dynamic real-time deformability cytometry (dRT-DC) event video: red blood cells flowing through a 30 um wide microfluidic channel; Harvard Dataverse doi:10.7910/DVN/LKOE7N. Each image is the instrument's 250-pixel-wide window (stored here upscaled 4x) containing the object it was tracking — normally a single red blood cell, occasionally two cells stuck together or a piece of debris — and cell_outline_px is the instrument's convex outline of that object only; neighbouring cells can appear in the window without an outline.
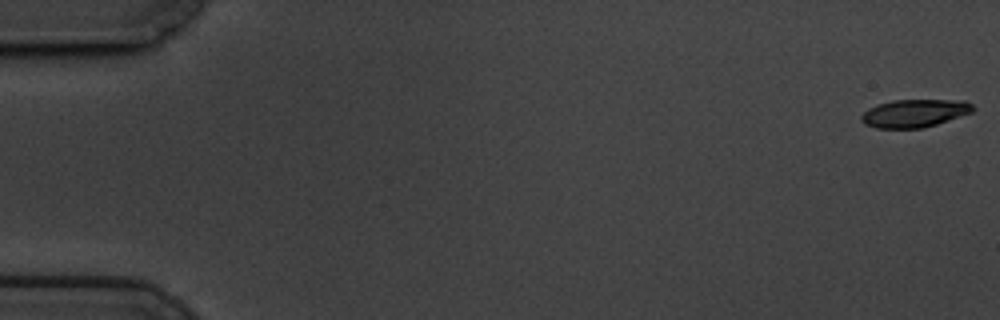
{"species": "common noctule bat (a hibernating species)", "species_latin": "Nyctalus noctula", "temperature_condition": "cold", "stored_images_in_passage": 59, "camera_frame_rate_fps": 3000, "um_per_image_px": 0.085, "animal": {"sex": "male", "body_mass_g": 19.5, "forearm_length_mm": 54.6}, "frame": {"image": 1, "passage_image": 1, "time_ms": 0.0, "image_size_px": [1000, 320], "cell_outline_px": [[976, 108], [972, 112], [936, 124], [920, 128], [876, 128], [864, 124], [860, 120], [860, 116], [868, 108], [876, 104], [892, 100], [964, 100], [972, 104]], "centroid_in_image_um": [77.7, 9.62], "position_along_channel_um": 7.3, "area_um2": 18.21}}
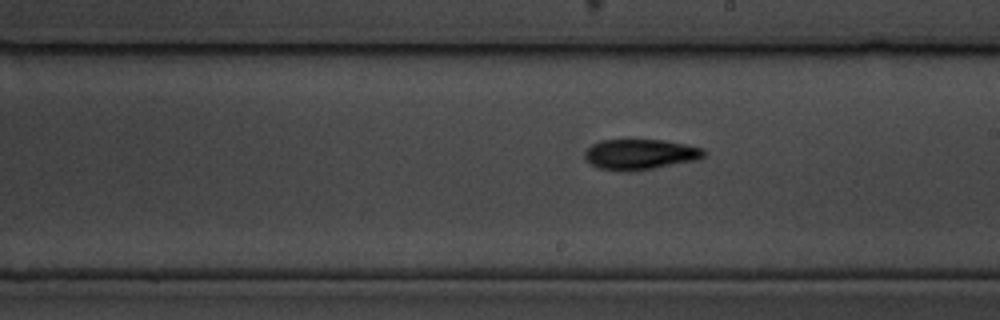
{"frame": {"image": 2, "passage_image": 34, "time_ms": 11.0, "image_size_px": [1000, 320], "cell_outline_px": [[704, 156], [696, 160], [632, 172], [628, 172], [596, 168], [584, 156], [584, 152], [592, 144], [600, 140], [664, 140], [704, 148]], "centroid_in_image_um": [54.39, 13.12], "position_along_channel_um": 234.6, "area_um2": 21.1}}
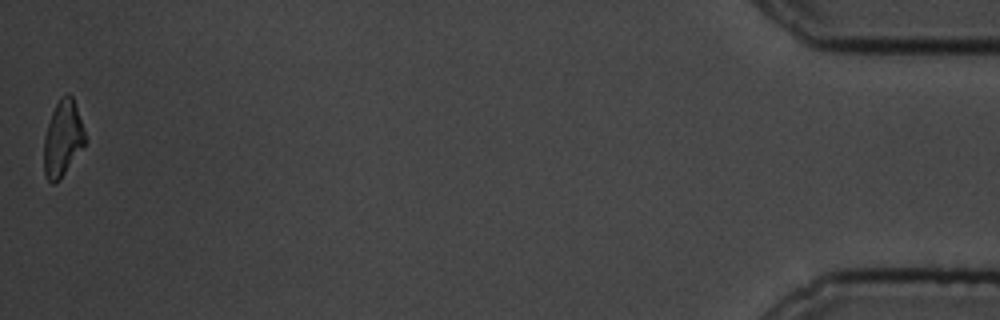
{"frame": {"image": 3, "passage_image": 59, "time_ms": 19.333, "image_size_px": [1000, 320], "cell_outline_px": [[88, 140], [60, 180], [56, 184], [52, 184], [48, 180], [44, 172], [44, 136], [52, 112], [60, 96], [68, 92], [72, 96], [84, 128]], "centroid_in_image_um": [5.34, 11.78], "position_along_channel_um": 429.9, "area_um2": 18.38}, "authors_computed_cell_mechanics": {"area_um2": 19.8254, "velocity_mm_per_s": 3.4198, "shape_relaxation_time_tau1_ms": 4.2628, "shape_relaxation_time_tau2_ms": 8.9653, "deformation_change_tau1": 0.1507, "deformation_change_tau2": 0.1849}}